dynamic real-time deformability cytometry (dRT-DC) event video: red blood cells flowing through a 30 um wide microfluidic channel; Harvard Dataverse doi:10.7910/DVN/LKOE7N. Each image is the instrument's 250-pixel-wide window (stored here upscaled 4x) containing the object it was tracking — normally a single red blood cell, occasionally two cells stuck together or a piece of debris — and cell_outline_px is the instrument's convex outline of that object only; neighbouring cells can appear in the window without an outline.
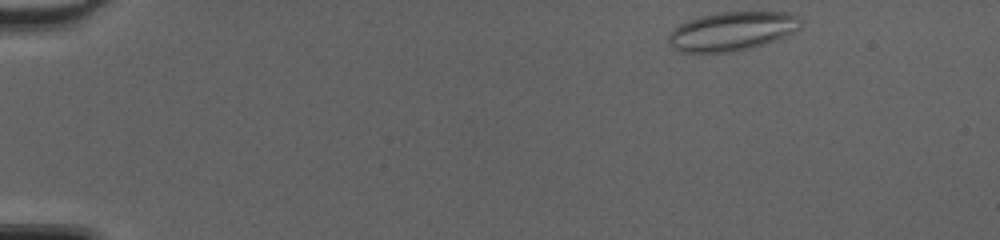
{"species": "common noctule bat (a hibernating species)", "species_latin": "Nyctalus noctula", "temperature_condition": "cold", "stored_images_in_passage": 43, "camera_frame_rate_fps": 3000, "um_per_image_px": 0.085, "animal": {"sex": "female", "body_mass_g": 20.0, "forearm_length_mm": 54.0}, "frame": {"image": 1, "passage_image": 1, "time_ms": 0.0, "image_size_px": [1000, 240], "cell_outline_px": [[804, 20], [800, 28], [776, 40], [752, 48], [732, 52], [680, 52], [672, 48], [668, 44], [668, 36], [680, 24], [688, 20], [700, 16], [716, 12], [788, 12], [800, 16]], "centroid_in_image_um": [62.25, 2.65], "position_along_channel_um": 22.8, "area_um2": 30.17}}
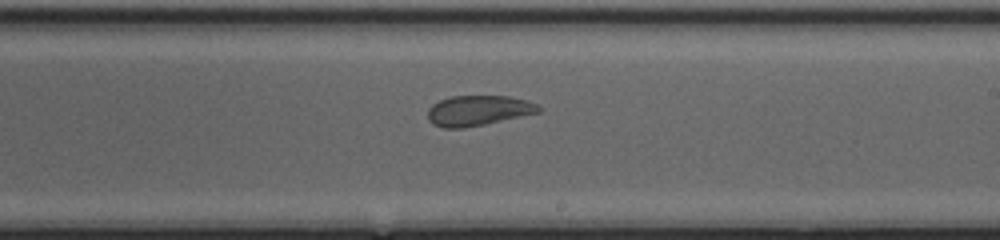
{"frame": {"image": 2, "passage_image": 25, "time_ms": 8.0, "image_size_px": [1000, 240], "cell_outline_px": [[544, 108], [540, 112], [484, 124], [464, 128], [444, 128], [432, 124], [428, 120], [428, 108], [432, 104], [440, 100], [452, 96], [508, 96], [528, 100]], "centroid_in_image_um": [40.65, 9.39], "position_along_channel_um": 248.4, "area_um2": 19.59}}
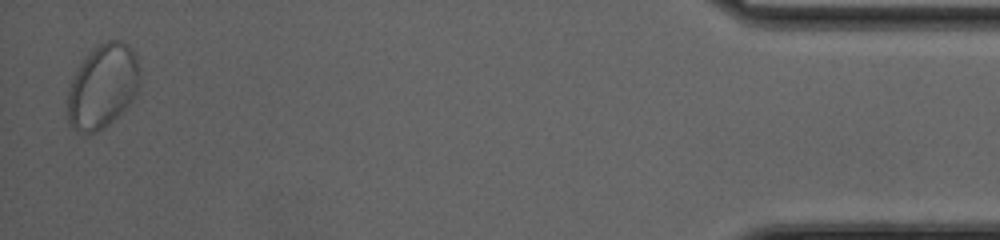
{"frame": {"image": 3, "passage_image": 43, "time_ms": 14.0, "image_size_px": [1000, 240], "cell_outline_px": [[140, 76], [136, 96], [104, 128], [88, 136], [72, 128], [68, 124], [68, 88], [80, 64], [88, 52], [100, 44], [108, 40], [120, 40], [128, 44], [136, 52], [140, 68]], "centroid_in_image_um": [8.74, 7.33], "position_along_channel_um": 426.5, "area_um2": 35.6}}